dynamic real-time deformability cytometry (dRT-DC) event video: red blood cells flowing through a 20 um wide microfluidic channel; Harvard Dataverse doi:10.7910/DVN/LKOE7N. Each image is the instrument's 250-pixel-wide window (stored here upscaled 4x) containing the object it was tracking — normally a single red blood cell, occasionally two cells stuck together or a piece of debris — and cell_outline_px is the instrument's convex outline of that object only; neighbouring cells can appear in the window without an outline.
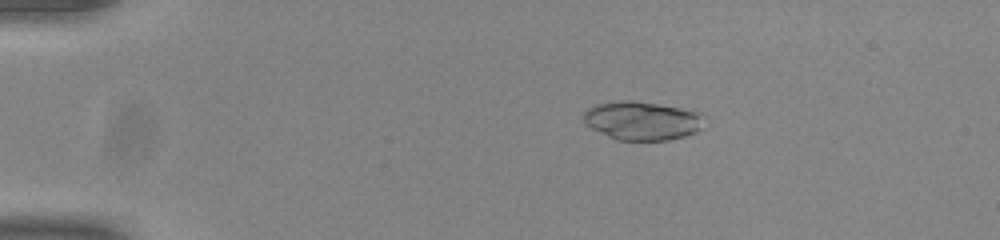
{"species": "common noctule bat (a hibernating species)", "species_latin": "Nyctalus noctula", "temperature_condition": "room temperature", "stored_images_in_passage": 54, "camera_frame_rate_fps": 3000, "um_per_image_px": 0.085, "animal": {"sex": "male", "body_mass_g": 20.0, "forearm_length_mm": 53.3}, "frame": {"image": 1, "passage_image": 11, "time_ms": 3.333, "image_size_px": [1000, 240], "cell_outline_px": [[704, 128], [696, 132], [684, 136], [668, 140], [616, 140], [584, 124], [584, 112], [588, 108], [596, 104], [624, 100], [632, 100], [656, 104], [700, 112], [704, 116]], "centroid_in_image_um": [54.6, 10.26], "position_along_channel_um": 30.4, "area_um2": 27.17}}